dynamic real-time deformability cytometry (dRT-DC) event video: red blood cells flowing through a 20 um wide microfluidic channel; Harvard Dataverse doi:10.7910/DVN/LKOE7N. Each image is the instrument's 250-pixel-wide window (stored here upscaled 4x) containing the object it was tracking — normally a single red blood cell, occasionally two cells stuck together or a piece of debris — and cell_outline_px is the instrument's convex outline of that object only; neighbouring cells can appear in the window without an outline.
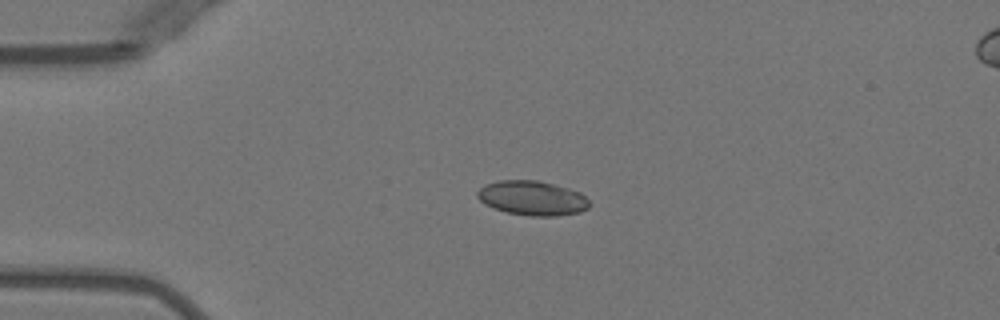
{"species": "Egyptian fruit bat (a non-hibernating species)", "species_latin": "Rousettus aegyptiacus", "temperature_condition": "warm", "stored_images_in_passage": 2, "camera_frame_rate_fps": 3000, "um_per_image_px": 0.085, "animal": {"sex": "female"}, "frame": {"image": 1, "passage_image": 1, "time_ms": 0.0, "image_size_px": [1000, 320], "cell_outline_px": [[588, 208], [580, 212], [556, 216], [532, 216], [508, 212], [484, 204], [476, 196], [476, 192], [484, 184], [500, 180], [536, 180], [568, 188], [580, 192], [588, 200]], "centroid_in_image_um": [45.22, 16.83], "position_along_channel_um": 39.8, "area_um2": 22.37}}